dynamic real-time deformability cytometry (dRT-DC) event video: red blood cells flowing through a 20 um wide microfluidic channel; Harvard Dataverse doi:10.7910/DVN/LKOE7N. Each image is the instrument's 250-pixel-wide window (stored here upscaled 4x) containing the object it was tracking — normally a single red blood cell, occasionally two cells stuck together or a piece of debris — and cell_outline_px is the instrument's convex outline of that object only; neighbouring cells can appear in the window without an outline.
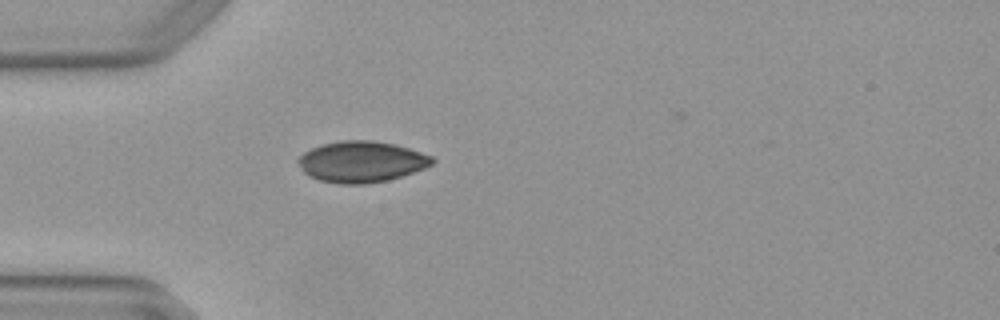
{"species": "Egyptian fruit bat (a non-hibernating species)", "species_latin": "Rousettus aegyptiacus", "temperature_condition": "warm", "stored_images_in_passage": 2, "camera_frame_rate_fps": 3000, "um_per_image_px": 0.085, "animal": {"sex": "female"}, "frame": {"image": 1, "passage_image": 2, "time_ms": 0.333, "image_size_px": [1000, 320], "cell_outline_px": [[436, 160], [432, 164], [424, 168], [388, 180], [364, 184], [340, 184], [320, 180], [308, 176], [300, 168], [296, 160], [304, 152], [312, 148], [324, 144], [344, 140], [372, 140], [396, 144], [432, 156]], "centroid_in_image_um": [30.71, 13.75], "position_along_channel_um": 54.3, "area_um2": 32.02}}